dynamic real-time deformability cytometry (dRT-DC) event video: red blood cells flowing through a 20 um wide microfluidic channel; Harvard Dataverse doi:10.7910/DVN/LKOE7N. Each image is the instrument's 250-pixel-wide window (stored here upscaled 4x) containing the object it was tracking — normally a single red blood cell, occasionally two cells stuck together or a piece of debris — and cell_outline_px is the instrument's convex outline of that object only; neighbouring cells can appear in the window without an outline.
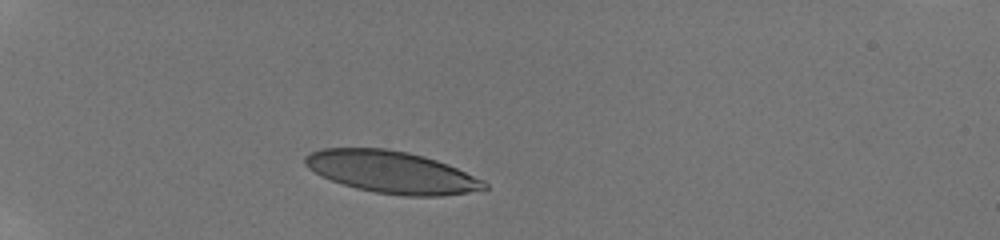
{"species": "human", "species_latin": "Homo sapiens", "temperature_condition": "room temperature", "stored_images_in_passage": 8, "camera_frame_rate_fps": 3000, "um_per_image_px": 0.085, "donor": {"sex": "male"}, "frame": {"image": 1, "passage_image": 1, "time_ms": 0.0, "image_size_px": [1000, 240], "cell_outline_px": [[488, 188], [468, 192], [440, 196], [404, 196], [376, 192], [356, 188], [320, 176], [308, 168], [304, 164], [304, 156], [312, 152], [324, 148], [384, 148], [408, 152], [424, 156], [448, 164], [484, 180], [488, 184]], "centroid_in_image_um": [33.29, 14.62], "position_along_channel_um": 51.7, "area_um2": 43.81}}
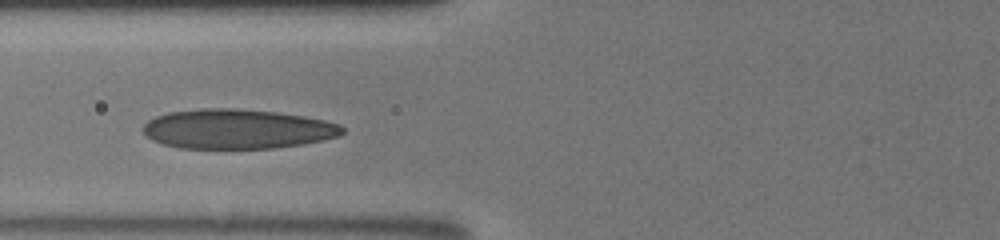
{"frame": {"image": 2, "passage_image": 6, "time_ms": 2.333, "image_size_px": [1000, 240], "cell_outline_px": [[344, 132], [340, 136], [324, 140], [304, 144], [276, 148], [180, 148], [160, 144], [152, 140], [140, 128], [148, 120], [156, 116], [168, 112], [204, 108], [236, 108], [276, 112], [304, 116], [324, 120], [340, 124], [344, 128]], "centroid_in_image_um": [20.17, 10.97], "position_along_channel_um": 105.6, "area_um2": 46.36}}